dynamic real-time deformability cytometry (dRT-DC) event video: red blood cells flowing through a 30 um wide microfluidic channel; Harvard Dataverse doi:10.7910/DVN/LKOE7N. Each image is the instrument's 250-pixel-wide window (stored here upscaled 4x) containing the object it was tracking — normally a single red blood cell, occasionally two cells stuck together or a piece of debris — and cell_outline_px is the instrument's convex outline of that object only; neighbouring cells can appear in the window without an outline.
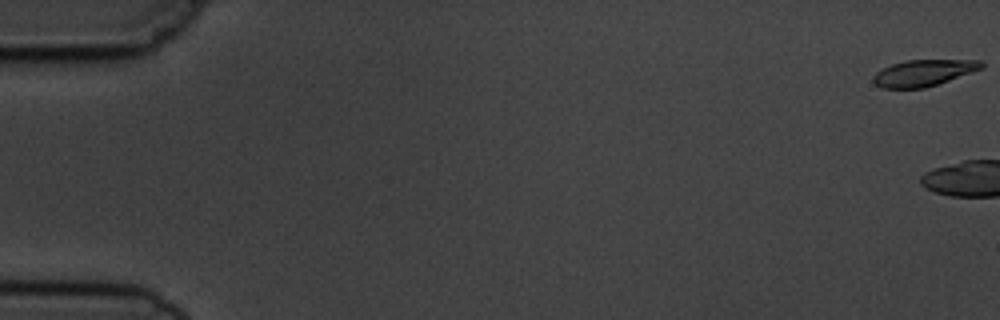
{"species": "common noctule bat (a hibernating species)", "species_latin": "Nyctalus noctula", "temperature_condition": "cold", "stored_images_in_passage": 16, "camera_frame_rate_fps": 3000, "um_per_image_px": 0.085, "animal": {"sex": "male", "body_mass_g": 19.5, "forearm_length_mm": 54.6}, "frame": {"image": 1, "passage_image": 1, "time_ms": 0.0, "image_size_px": [1000, 320], "cell_outline_px": [[984, 68], [924, 88], [880, 88], [872, 80], [872, 76], [876, 72], [892, 64], [908, 60], [980, 60], [984, 64]], "centroid_in_image_um": [78.49, 6.19], "position_along_channel_um": 6.5, "area_um2": 16.47}}